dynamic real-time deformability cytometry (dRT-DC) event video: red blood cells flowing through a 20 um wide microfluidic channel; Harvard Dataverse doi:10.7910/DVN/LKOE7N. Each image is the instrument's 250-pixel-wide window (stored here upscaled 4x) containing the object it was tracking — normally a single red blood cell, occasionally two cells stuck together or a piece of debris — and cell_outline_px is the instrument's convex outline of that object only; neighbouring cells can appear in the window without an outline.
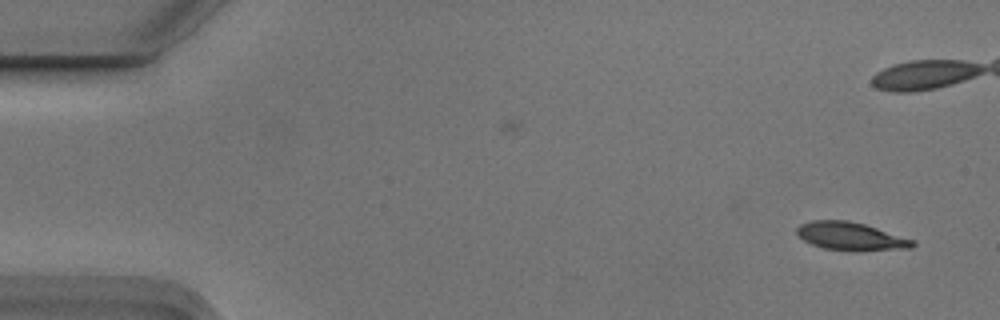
{"species": "Egyptian fruit bat (a non-hibernating species)", "species_latin": "Rousettus aegyptiacus", "temperature_condition": "cold", "stored_images_in_passage": 3, "camera_frame_rate_fps": 3000, "um_per_image_px": 0.085, "animal": {"sex": "male"}, "frame": {"image": 1, "passage_image": 3, "time_ms": 0.667, "image_size_px": [1000, 320], "cell_outline_px": [[916, 244], [912, 248], [856, 252], [852, 252], [824, 248], [812, 244], [804, 240], [796, 232], [796, 228], [800, 224], [812, 220], [848, 220], [864, 224], [916, 240]], "centroid_in_image_um": [72.35, 20.1], "position_along_channel_um": 12.6, "area_um2": 19.25}}